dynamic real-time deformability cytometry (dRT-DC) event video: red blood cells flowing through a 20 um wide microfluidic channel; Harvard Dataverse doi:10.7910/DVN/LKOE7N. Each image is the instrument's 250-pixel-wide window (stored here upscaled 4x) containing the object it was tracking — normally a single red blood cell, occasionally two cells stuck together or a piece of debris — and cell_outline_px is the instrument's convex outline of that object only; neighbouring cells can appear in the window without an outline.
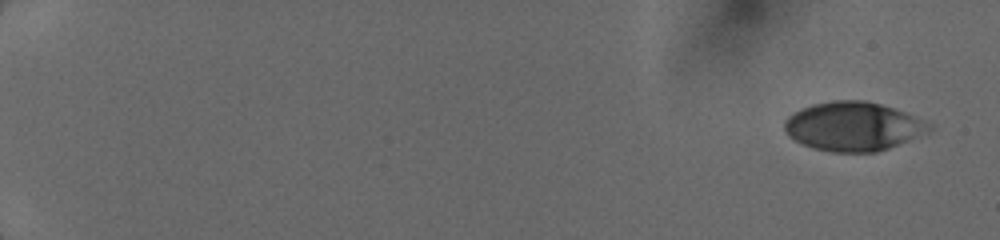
{"species": "human", "species_latin": "Homo sapiens", "temperature_condition": "cold", "stored_images_in_passage": 10, "camera_frame_rate_fps": 3000, "um_per_image_px": 0.085, "donor": {"sex": "female"}, "frame": {"image": 1, "passage_image": 1, "time_ms": 0.0, "image_size_px": [1000, 240], "cell_outline_px": [[932, 128], [928, 132], [888, 148], [876, 152], [832, 152], [816, 148], [804, 144], [788, 136], [784, 128], [784, 120], [792, 112], [800, 108], [812, 104], [832, 100], [864, 100], [880, 104], [892, 108], [932, 124]], "centroid_in_image_um": [72.47, 10.73], "position_along_channel_um": 12.5, "area_um2": 40.92}}
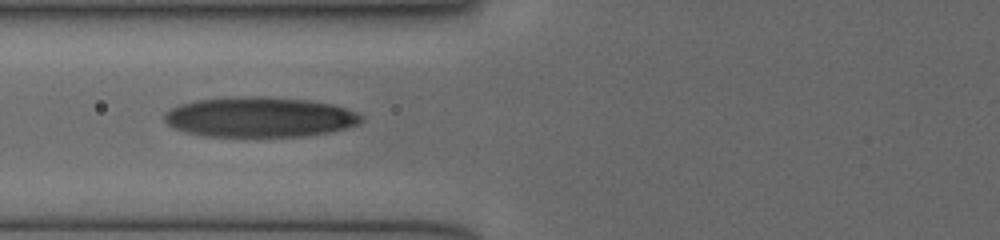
{"frame": {"image": 2, "passage_image": 7, "time_ms": 7.0, "image_size_px": [1000, 240], "cell_outline_px": [[364, 120], [360, 124], [328, 132], [300, 136], [204, 136], [184, 132], [172, 128], [164, 120], [164, 112], [180, 104], [196, 100], [228, 96], [268, 96], [312, 100], [332, 104], [356, 112], [364, 116]], "centroid_in_image_um": [22.05, 9.93], "position_along_channel_um": 103.8, "area_um2": 46.47}}
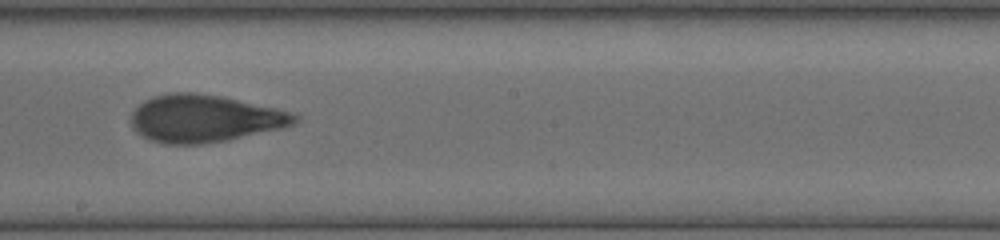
{"frame": {"image": 3, "passage_image": 10, "time_ms": 10.0, "image_size_px": [1000, 240], "cell_outline_px": [[300, 120], [296, 124], [280, 128], [228, 140], [200, 144], [164, 144], [152, 140], [136, 132], [132, 128], [132, 112], [144, 100], [168, 92], [196, 92], [220, 96], [276, 108], [292, 112], [300, 116]], "centroid_in_image_um": [17.4, 10.07], "position_along_channel_um": 230.8, "area_um2": 45.08}}